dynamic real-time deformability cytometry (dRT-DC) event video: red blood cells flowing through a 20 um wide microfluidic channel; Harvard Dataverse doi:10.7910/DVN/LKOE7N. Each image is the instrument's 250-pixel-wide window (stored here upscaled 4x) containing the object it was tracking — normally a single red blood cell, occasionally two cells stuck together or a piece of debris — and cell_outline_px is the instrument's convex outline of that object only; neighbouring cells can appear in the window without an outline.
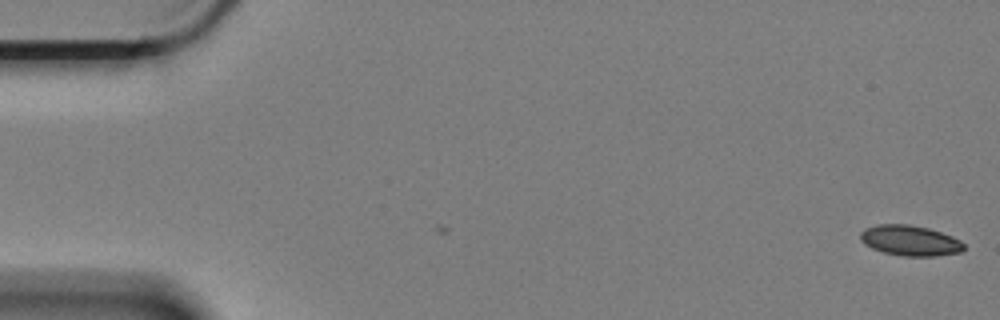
{"species": "Egyptian fruit bat (a non-hibernating species)", "species_latin": "Rousettus aegyptiacus", "temperature_condition": "cold", "stored_images_in_passage": 60, "camera_frame_rate_fps": 3000, "um_per_image_px": 0.085, "animal": {"sex": "female"}, "frame": {"image": 1, "passage_image": 1, "time_ms": 0.0, "image_size_px": [1000, 320], "cell_outline_px": [[964, 248], [960, 252], [936, 256], [904, 256], [884, 252], [872, 248], [864, 244], [860, 240], [860, 232], [864, 228], [876, 224], [908, 224], [928, 228], [952, 236], [960, 240], [964, 244]], "centroid_in_image_um": [77.32, 20.44], "position_along_channel_um": 7.7, "area_um2": 18.38}}
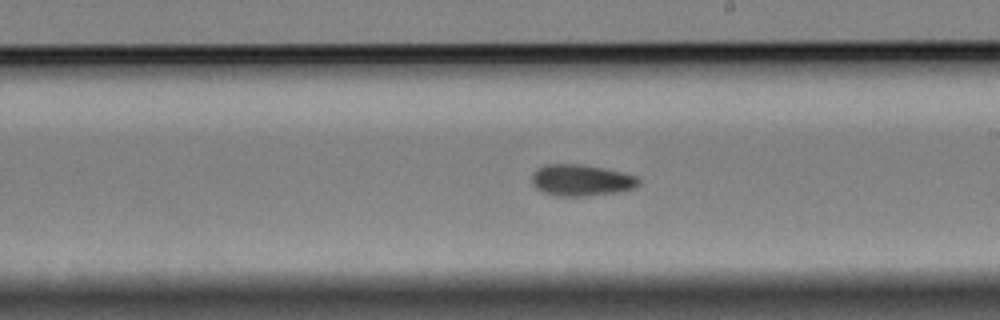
{"frame": {"image": 2, "passage_image": 34, "time_ms": 11.0, "image_size_px": [1000, 320], "cell_outline_px": [[640, 180], [632, 188], [616, 192], [584, 196], [556, 196], [544, 192], [536, 188], [532, 184], [532, 172], [536, 168], [544, 164], [584, 164], [604, 168], [636, 176]], "centroid_in_image_um": [49.33, 15.3], "position_along_channel_um": 239.7, "area_um2": 19.48}}
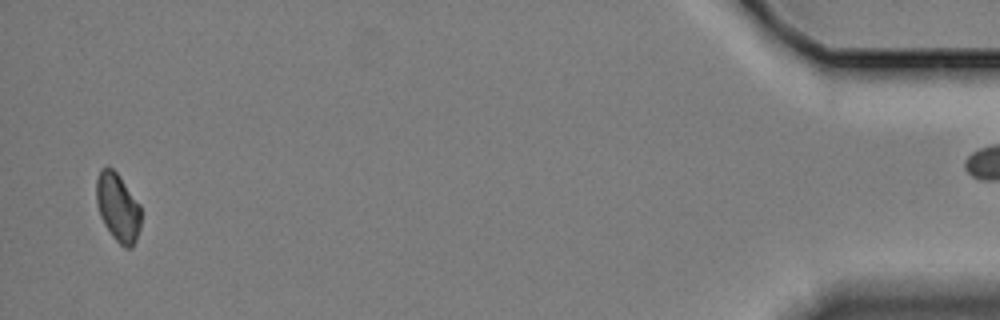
{"frame": {"image": 3, "passage_image": 58, "time_ms": 19.0, "image_size_px": [1000, 320], "cell_outline_px": [[140, 228], [136, 240], [132, 248], [124, 248], [112, 236], [104, 224], [100, 216], [96, 204], [96, 180], [100, 168], [112, 168], [120, 176], [140, 204]], "centroid_in_image_um": [10.01, 17.63], "position_along_channel_um": 425.2, "area_um2": 17.86}, "authors_computed_cell_mechanics": {"area_um2": 18.8428, "velocity_mm_per_s": 3.353, "shape_relaxation_time_tau1_ms": 10.2997, "shape_relaxation_time_tau2_ms": 8.7496, "deformation_change_tau1": 0.1112, "deformation_change_tau2": 0.1041}}